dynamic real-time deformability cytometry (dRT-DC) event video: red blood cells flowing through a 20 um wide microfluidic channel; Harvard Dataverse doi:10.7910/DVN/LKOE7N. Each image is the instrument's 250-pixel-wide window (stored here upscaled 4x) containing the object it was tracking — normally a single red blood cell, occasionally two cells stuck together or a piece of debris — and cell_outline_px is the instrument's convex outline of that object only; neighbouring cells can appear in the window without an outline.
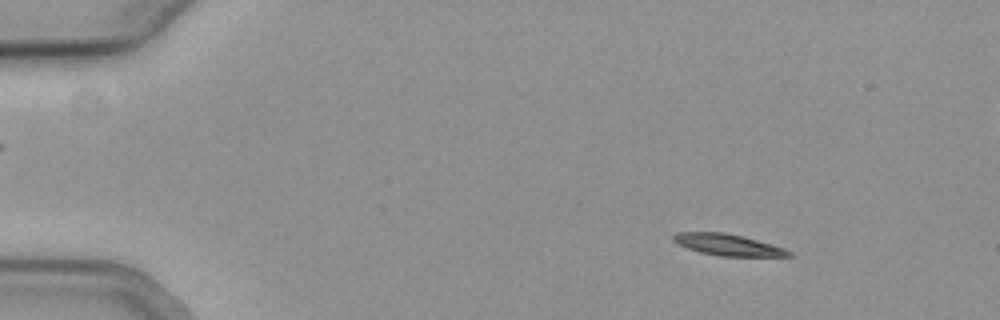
{"species": "common noctule bat (a hibernating species)", "species_latin": "Nyctalus noctula", "temperature_condition": "cold", "stored_images_in_passage": 51, "segment_of_instrument_passage": [1, 2], "camera_frame_rate_fps": 3000, "um_per_image_px": 0.085, "animal": {"sex": "female", "body_mass_g": 19.3, "forearm_length_mm": 54.1}, "frame": {"image": 1, "passage_image": 2, "time_ms": 0.333, "image_size_px": [1000, 320], "cell_outline_px": [[792, 256], [720, 256], [700, 252], [688, 248], [672, 240], [672, 236], [676, 232], [724, 232], [744, 236], [772, 244], [784, 248], [792, 252]], "centroid_in_image_um": [61.88, 20.8], "position_along_channel_um": 23.1, "area_um2": 14.39}}
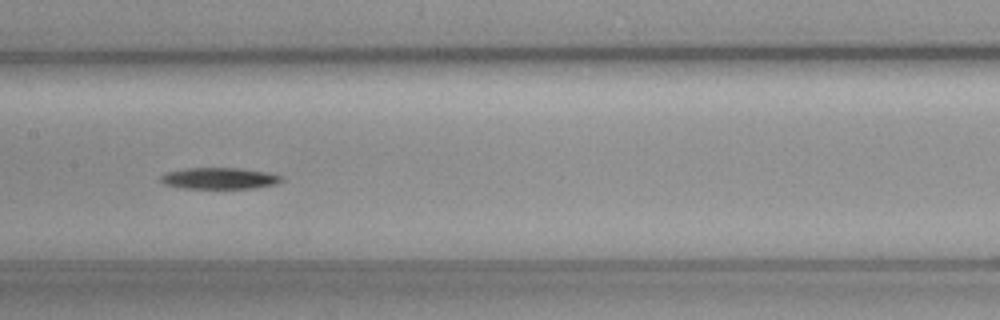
{"frame": {"image": 2, "passage_image": 23, "time_ms": 7.333, "image_size_px": [1000, 320], "cell_outline_px": [[284, 180], [276, 184], [256, 188], [180, 188], [164, 184], [160, 180], [160, 176], [168, 172], [188, 168], [240, 168], [268, 172], [284, 176]], "centroid_in_image_um": [18.7, 15.16], "position_along_channel_um": 188.7, "area_um2": 15.14}}
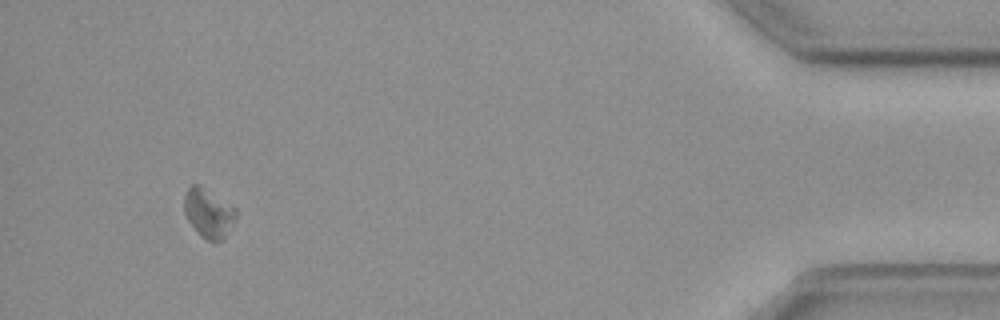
{"frame": {"image": 3, "passage_image": 47, "time_ms": 15.333, "image_size_px": [1000, 320], "cell_outline_px": [[236, 220], [224, 240], [216, 244], [212, 244], [200, 236], [196, 232], [188, 220], [184, 212], [184, 196], [188, 188], [192, 184], [196, 184], [236, 208]], "centroid_in_image_um": [17.74, 18.21], "position_along_channel_um": 417.5, "area_um2": 14.97}}